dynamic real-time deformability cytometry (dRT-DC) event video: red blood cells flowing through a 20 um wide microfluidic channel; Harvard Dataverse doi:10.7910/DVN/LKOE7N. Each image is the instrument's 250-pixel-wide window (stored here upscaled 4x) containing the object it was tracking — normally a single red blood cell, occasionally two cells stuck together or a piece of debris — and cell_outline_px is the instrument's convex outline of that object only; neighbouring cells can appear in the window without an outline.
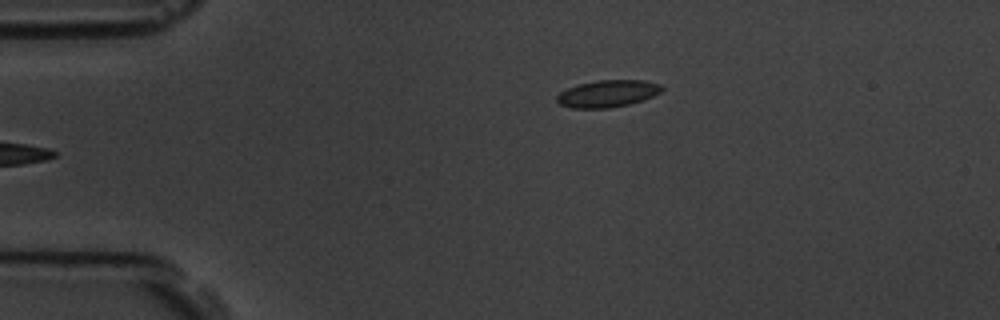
{"species": "common noctule bat (a hibernating species)", "species_latin": "Nyctalus noctula", "temperature_condition": "room temperature", "stored_images_in_passage": 5, "segment_of_instrument_passage": [2, 2], "camera_frame_rate_fps": 3000, "um_per_image_px": 0.085, "animal": {"sex": "male", "body_mass_g": 19.5, "forearm_length_mm": 54.6}, "frame": {"image": 1, "passage_image": 5, "time_ms": 4.667, "image_size_px": [1000, 320], "cell_outline_px": [[664, 88], [660, 92], [652, 96], [628, 104], [608, 108], [572, 108], [560, 104], [556, 100], [556, 96], [560, 92], [568, 88], [580, 84], [596, 80], [644, 80], [660, 84]], "centroid_in_image_um": [51.63, 7.95], "position_along_channel_um": 33.4, "area_um2": 16.36}}